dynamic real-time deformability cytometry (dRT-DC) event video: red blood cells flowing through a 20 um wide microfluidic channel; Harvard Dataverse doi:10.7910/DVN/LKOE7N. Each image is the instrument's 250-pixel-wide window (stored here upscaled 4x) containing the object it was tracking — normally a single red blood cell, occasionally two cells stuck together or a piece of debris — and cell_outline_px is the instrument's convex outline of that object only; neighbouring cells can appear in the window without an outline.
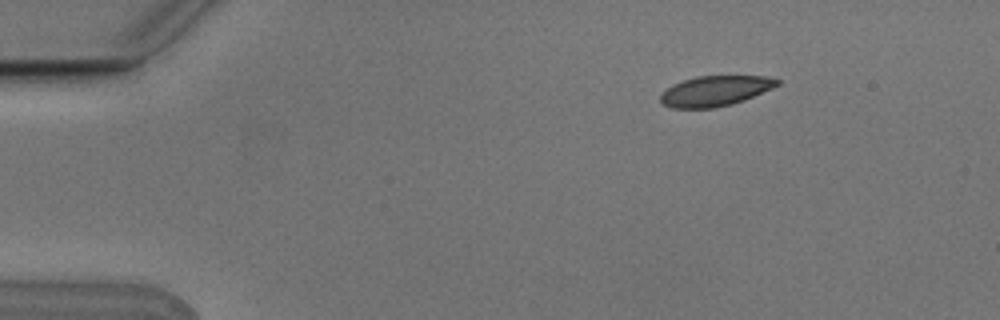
{"species": "Egyptian fruit bat (a non-hibernating species)", "species_latin": "Rousettus aegyptiacus", "temperature_condition": "cold", "stored_images_in_passage": 3, "camera_frame_rate_fps": 3000, "um_per_image_px": 0.085, "animal": {"sex": "male"}, "frame": {"image": 1, "passage_image": 1, "time_ms": 0.0, "image_size_px": [1000, 320], "cell_outline_px": [[780, 84], [772, 88], [744, 100], [732, 104], [716, 108], [672, 108], [664, 104], [660, 100], [660, 92], [672, 84], [696, 76], [764, 76], [780, 80]], "centroid_in_image_um": [60.76, 7.73], "position_along_channel_um": 24.2, "area_um2": 20.63}}